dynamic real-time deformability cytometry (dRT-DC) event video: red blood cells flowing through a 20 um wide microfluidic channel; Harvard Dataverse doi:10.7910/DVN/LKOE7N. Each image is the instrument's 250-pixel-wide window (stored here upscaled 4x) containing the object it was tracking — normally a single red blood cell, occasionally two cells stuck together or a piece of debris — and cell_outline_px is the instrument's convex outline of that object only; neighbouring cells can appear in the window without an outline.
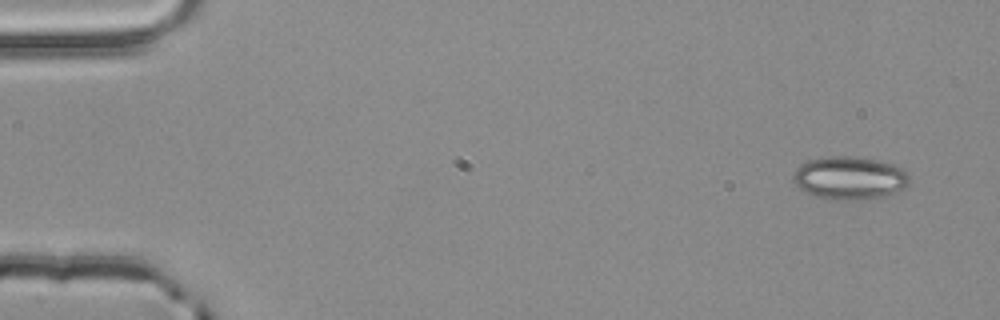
{"species": "common noctule bat (a hibernating species)", "species_latin": "Nyctalus noctula", "temperature_condition": "room temperature", "stored_images_in_passage": 52, "camera_frame_rate_fps": 3000, "um_per_image_px": 0.085, "animal": {"sex": "male", "body_mass_g": 20.4}, "frame": {"image": 1, "passage_image": 1, "time_ms": 0.0, "image_size_px": [1000, 320], "cell_outline_px": [[912, 180], [904, 188], [896, 192], [884, 196], [860, 200], [832, 200], [812, 196], [800, 188], [792, 180], [792, 176], [796, 168], [800, 164], [808, 160], [828, 156], [852, 156], [876, 160], [892, 164], [908, 172]], "centroid_in_image_um": [72.21, 15.14], "position_along_channel_um": 12.8, "area_um2": 29.48}}
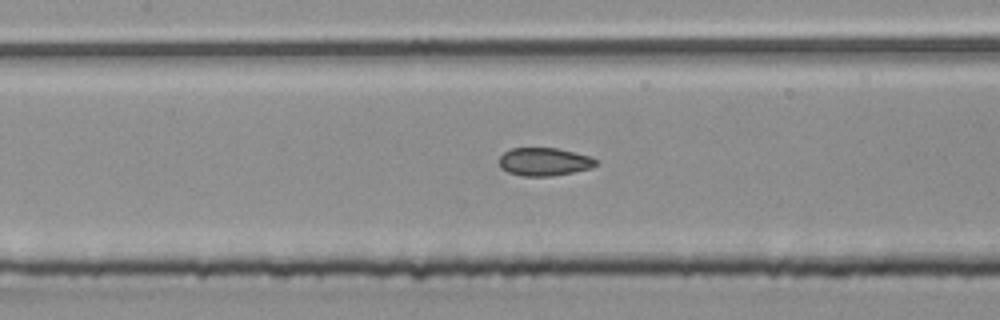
{"frame": {"image": 2, "passage_image": 23, "time_ms": 7.333, "image_size_px": [1000, 320], "cell_outline_px": [[596, 164], [592, 168], [552, 176], [520, 176], [508, 172], [500, 168], [500, 156], [504, 152], [512, 148], [556, 148], [576, 152], [592, 156], [596, 160]], "centroid_in_image_um": [46.26, 13.75], "position_along_channel_um": 161.1, "area_um2": 15.9}}
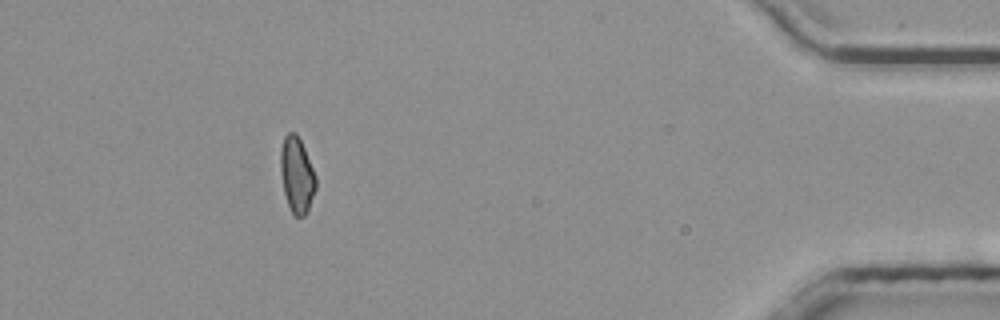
{"frame": {"image": 3, "passage_image": 47, "time_ms": 15.333, "image_size_px": [1000, 320], "cell_outline_px": [[316, 188], [308, 212], [304, 216], [292, 216], [284, 192], [280, 172], [280, 148], [284, 136], [288, 132], [296, 132], [304, 148], [316, 176]], "centroid_in_image_um": [25.22, 14.88], "position_along_channel_um": 410.0, "area_um2": 15.78}, "authors_computed_cell_mechanics": {"area_um2": 16.0684, "velocity_mm_per_s": 3.8645, "shape_relaxation_time_tau1_ms": 8.9401, "shape_relaxation_time_tau2_ms": 1.9889, "deformation_change_tau1": 0.1213, "deformation_change_tau2": 0.0684}}